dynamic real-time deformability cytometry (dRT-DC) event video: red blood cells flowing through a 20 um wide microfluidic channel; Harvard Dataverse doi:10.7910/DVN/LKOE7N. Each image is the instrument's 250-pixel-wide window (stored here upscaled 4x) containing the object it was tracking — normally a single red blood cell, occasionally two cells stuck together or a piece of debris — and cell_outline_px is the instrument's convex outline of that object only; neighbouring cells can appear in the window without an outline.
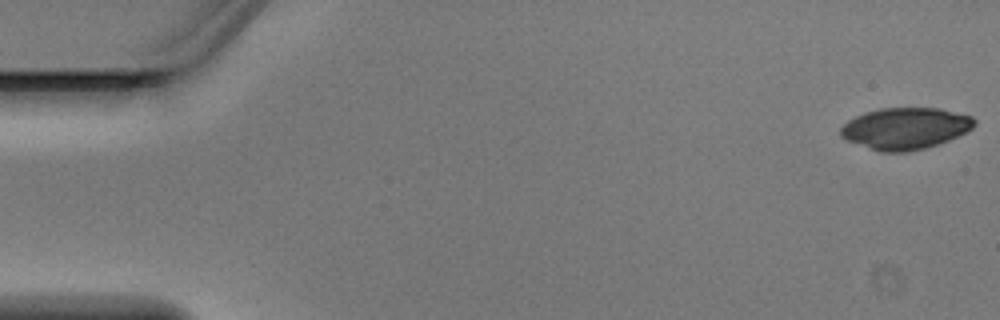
{"species": "Egyptian fruit bat (a non-hibernating species)", "species_latin": "Rousettus aegyptiacus", "temperature_condition": "warm", "stored_images_in_passage": 6, "camera_frame_rate_fps": 3000, "um_per_image_px": 0.085, "animal": {"sex": "male"}, "frame": {"image": 1, "passage_image": 1, "time_ms": 0.0, "image_size_px": [1000, 320], "cell_outline_px": [[976, 124], [972, 128], [948, 140], [924, 148], [908, 152], [880, 152], [848, 140], [840, 136], [840, 128], [848, 120], [864, 112], [880, 108], [940, 108], [972, 116], [976, 120]], "centroid_in_image_um": [76.94, 10.9], "position_along_channel_um": 8.1, "area_um2": 32.25}}